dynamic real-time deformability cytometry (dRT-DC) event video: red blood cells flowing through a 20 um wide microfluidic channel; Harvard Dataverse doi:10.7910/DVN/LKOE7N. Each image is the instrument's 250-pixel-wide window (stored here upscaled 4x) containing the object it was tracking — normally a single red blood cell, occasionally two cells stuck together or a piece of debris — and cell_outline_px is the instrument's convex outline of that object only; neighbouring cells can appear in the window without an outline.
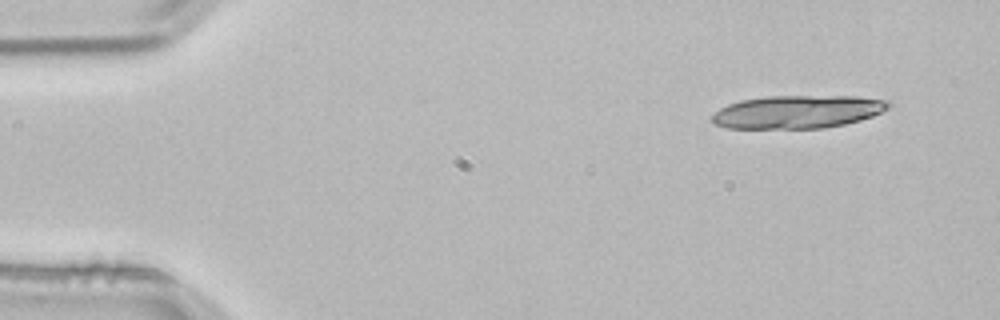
{"species": "common noctule bat (a hibernating species)", "species_latin": "Nyctalus noctula", "temperature_condition": "room temperature", "stored_images_in_passage": 3, "camera_frame_rate_fps": 3000, "um_per_image_px": 0.085, "animal": {"sex": "male", "body_mass_g": 21.5, "forearm_length_mm": 52.0}, "frame": {"image": 1, "passage_image": 1, "time_ms": 0.0, "image_size_px": [1000, 320], "cell_outline_px": [[892, 104], [888, 108], [872, 116], [860, 120], [844, 124], [824, 128], [728, 128], [712, 124], [712, 116], [720, 108], [728, 104], [740, 100], [768, 96], [860, 96], [888, 100]], "centroid_in_image_um": [67.8, 9.5], "position_along_channel_um": 17.2, "area_um2": 34.04}}